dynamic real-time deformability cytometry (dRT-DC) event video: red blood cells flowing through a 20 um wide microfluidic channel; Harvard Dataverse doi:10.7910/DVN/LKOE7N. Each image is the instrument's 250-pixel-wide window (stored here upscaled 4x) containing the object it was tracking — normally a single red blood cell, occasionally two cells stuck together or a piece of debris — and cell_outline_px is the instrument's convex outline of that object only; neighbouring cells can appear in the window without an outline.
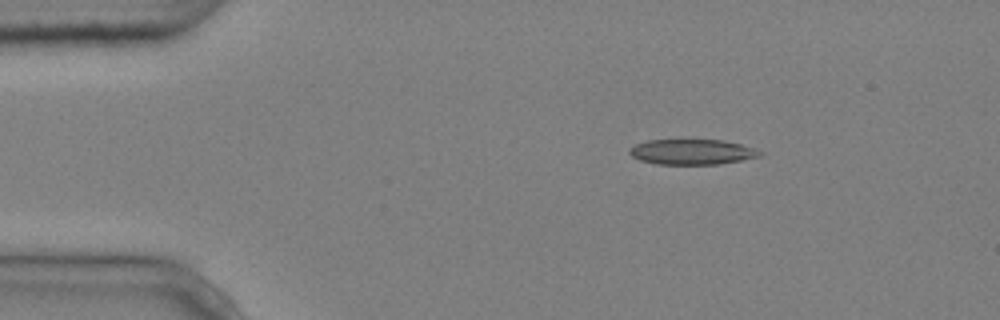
{"species": "common noctule bat (a hibernating species)", "species_latin": "Nyctalus noctula", "temperature_condition": "cold", "stored_images_in_passage": 4, "camera_frame_rate_fps": 3000, "um_per_image_px": 0.085, "animal": {"sex": "male", "body_mass_g": 20.4}, "frame": {"image": 1, "passage_image": 2, "time_ms": 0.333, "image_size_px": [1000, 320], "cell_outline_px": [[764, 156], [716, 164], [656, 164], [640, 160], [632, 156], [628, 152], [636, 144], [648, 140], [724, 140], [756, 148], [764, 152]], "centroid_in_image_um": [58.88, 12.91], "position_along_channel_um": 26.1, "area_um2": 19.19}}
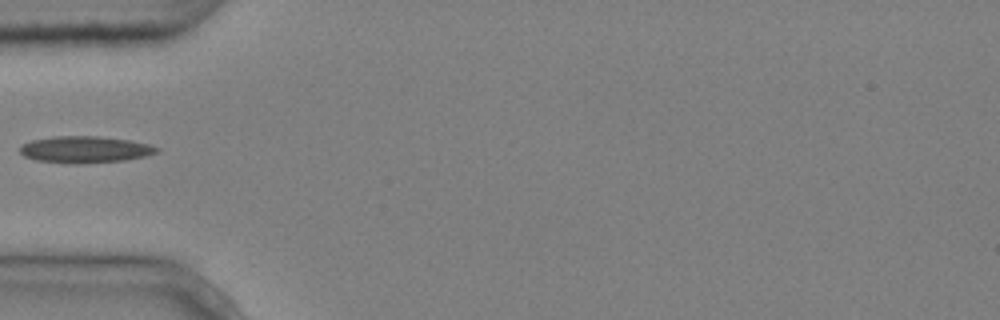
{"frame": {"image": 2, "passage_image": 4, "time_ms": 1.0, "image_size_px": [1000, 320], "cell_outline_px": [[160, 152], [148, 156], [124, 160], [80, 164], [72, 164], [36, 160], [24, 156], [20, 152], [20, 144], [32, 140], [52, 136], [100, 136], [128, 140], [148, 144], [160, 148]], "centroid_in_image_um": [7.23, 12.71], "position_along_channel_um": 77.8, "area_um2": 21.5}}